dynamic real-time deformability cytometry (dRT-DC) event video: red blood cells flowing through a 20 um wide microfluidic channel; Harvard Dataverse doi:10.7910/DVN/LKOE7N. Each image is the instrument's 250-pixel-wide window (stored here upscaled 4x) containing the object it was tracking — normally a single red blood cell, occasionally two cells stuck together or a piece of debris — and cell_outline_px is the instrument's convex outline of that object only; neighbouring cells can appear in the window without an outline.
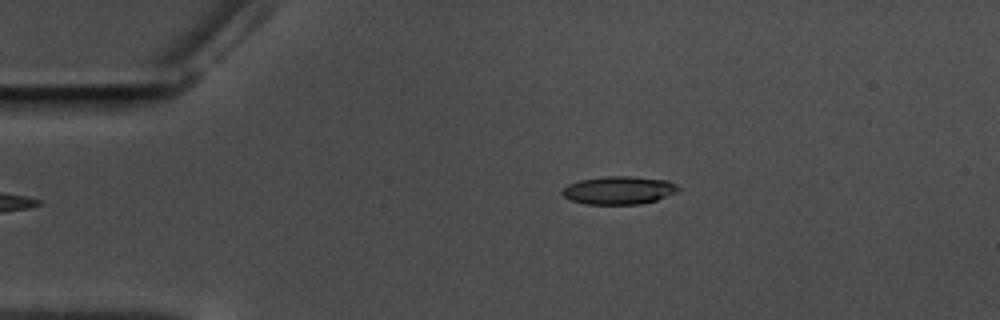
{"species": "common noctule bat (a hibernating species)", "species_latin": "Nyctalus noctula", "temperature_condition": "warm", "stored_images_in_passage": 47, "camera_frame_rate_fps": 3000, "um_per_image_px": 0.085, "animal": {"sex": "male", "body_mass_g": 17.5, "forearm_length_mm": 52.3}, "frame": {"image": 1, "passage_image": 1, "time_ms": 0.0, "image_size_px": [1000, 320], "cell_outline_px": [[680, 188], [676, 192], [656, 200], [640, 204], [584, 204], [572, 200], [564, 196], [560, 192], [568, 184], [580, 180], [604, 176], [632, 176], [668, 180], [676, 184]], "centroid_in_image_um": [52.6, 16.16], "position_along_channel_um": 32.4, "area_um2": 18.96}}
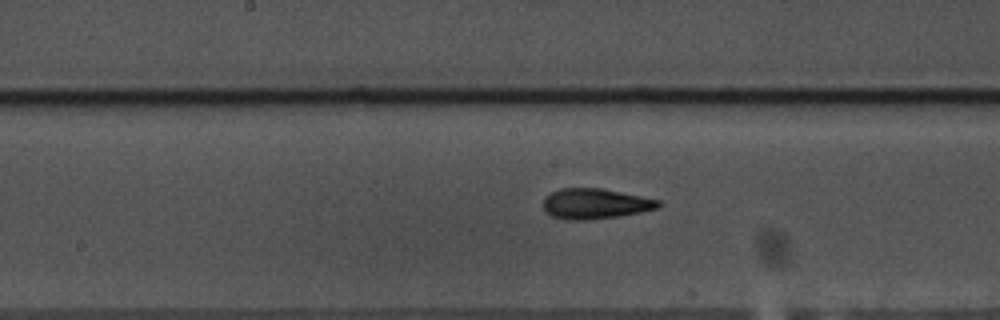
{"frame": {"image": 2, "passage_image": 19, "time_ms": 6.0, "image_size_px": [1000, 320], "cell_outline_px": [[664, 204], [660, 208], [640, 212], [616, 216], [584, 220], [564, 220], [552, 216], [544, 212], [544, 196], [560, 188], [600, 188], [660, 200]], "centroid_in_image_um": [50.58, 17.32], "position_along_channel_um": 197.6, "area_um2": 20.4}}
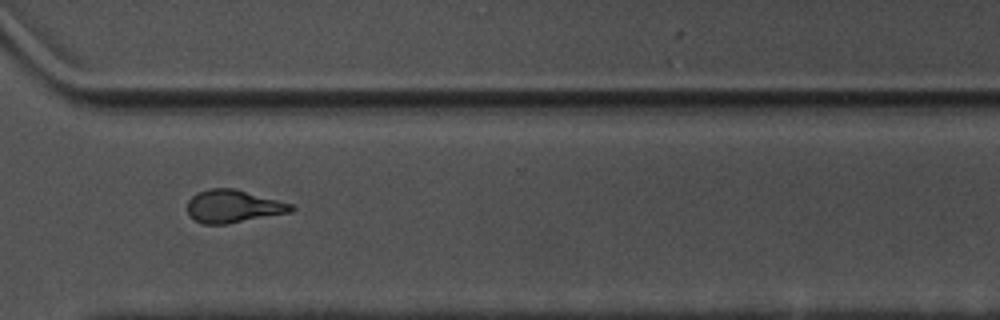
{"frame": {"image": 3, "passage_image": 32, "time_ms": 10.333, "image_size_px": [1000, 320], "cell_outline_px": [[296, 208], [292, 212], [228, 224], [204, 224], [196, 220], [188, 212], [188, 200], [196, 192], [208, 188], [232, 188], [292, 204]], "centroid_in_image_um": [19.83, 17.54], "position_along_channel_um": 350.8, "area_um2": 19.71}, "authors_computed_cell_mechanics": {"area_um2": 19.5364, "velocity_mm_per_s": 3.5332, "shape_relaxation_time_tau1_ms": 5.4446, "shape_relaxation_time_tau2_ms": 2.0025, "deformation_change_tau1": 0.1884, "deformation_change_tau2": 0.1074}}